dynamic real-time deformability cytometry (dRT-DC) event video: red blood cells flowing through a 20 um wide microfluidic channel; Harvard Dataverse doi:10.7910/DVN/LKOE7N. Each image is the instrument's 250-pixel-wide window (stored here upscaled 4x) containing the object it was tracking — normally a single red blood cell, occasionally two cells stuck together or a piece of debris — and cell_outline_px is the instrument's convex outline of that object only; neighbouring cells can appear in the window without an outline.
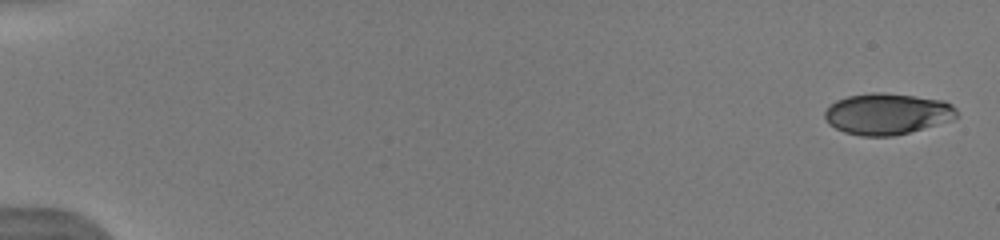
{"species": "human", "species_latin": "Homo sapiens", "temperature_condition": "warm", "stored_images_in_passage": 7, "camera_frame_rate_fps": 3000, "um_per_image_px": 0.085, "donor": {"sex": "male"}, "frame": {"image": 1, "passage_image": 1, "time_ms": 0.0, "image_size_px": [1000, 240], "cell_outline_px": [[956, 116], [952, 120], [908, 132], [892, 136], [860, 136], [844, 132], [828, 124], [824, 116], [824, 112], [836, 100], [848, 96], [872, 92], [884, 92], [944, 100], [952, 104], [956, 108]], "centroid_in_image_um": [75.4, 9.67], "position_along_channel_um": 9.6, "area_um2": 31.62}}